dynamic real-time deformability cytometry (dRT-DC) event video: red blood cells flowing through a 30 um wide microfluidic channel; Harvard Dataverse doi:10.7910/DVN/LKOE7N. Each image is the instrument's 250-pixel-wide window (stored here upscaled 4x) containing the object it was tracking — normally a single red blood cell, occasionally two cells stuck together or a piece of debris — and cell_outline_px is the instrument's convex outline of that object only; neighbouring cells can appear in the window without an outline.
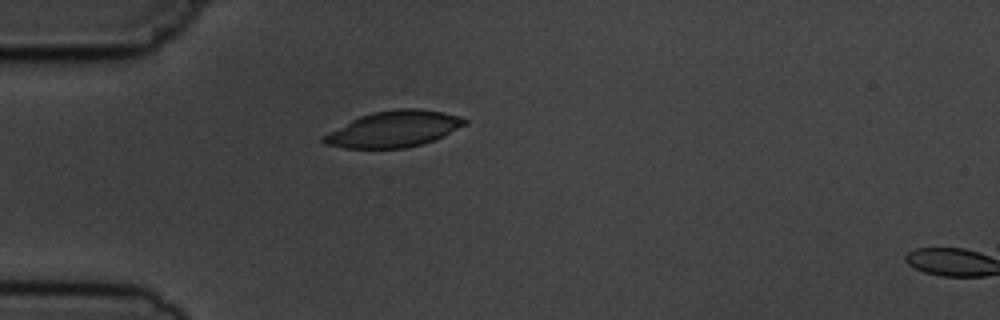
{"species": "common noctule bat (a hibernating species)", "species_latin": "Nyctalus noctula", "temperature_condition": "cold", "stored_images_in_passage": 2, "segment_of_instrument_passage": [1, 2], "camera_frame_rate_fps": 3000, "um_per_image_px": 0.085, "animal": {"sex": "male", "body_mass_g": 19.5, "forearm_length_mm": 54.6}, "frame": {"image": 1, "passage_image": 1, "time_ms": 0.0, "image_size_px": [1000, 320], "cell_outline_px": [[468, 124], [444, 136], [408, 148], [344, 148], [324, 144], [320, 140], [320, 136], [360, 116], [372, 112], [396, 108], [416, 108], [444, 112], [460, 116], [468, 120]], "centroid_in_image_um": [33.48, 10.96], "position_along_channel_um": 51.5, "area_um2": 29.88}}